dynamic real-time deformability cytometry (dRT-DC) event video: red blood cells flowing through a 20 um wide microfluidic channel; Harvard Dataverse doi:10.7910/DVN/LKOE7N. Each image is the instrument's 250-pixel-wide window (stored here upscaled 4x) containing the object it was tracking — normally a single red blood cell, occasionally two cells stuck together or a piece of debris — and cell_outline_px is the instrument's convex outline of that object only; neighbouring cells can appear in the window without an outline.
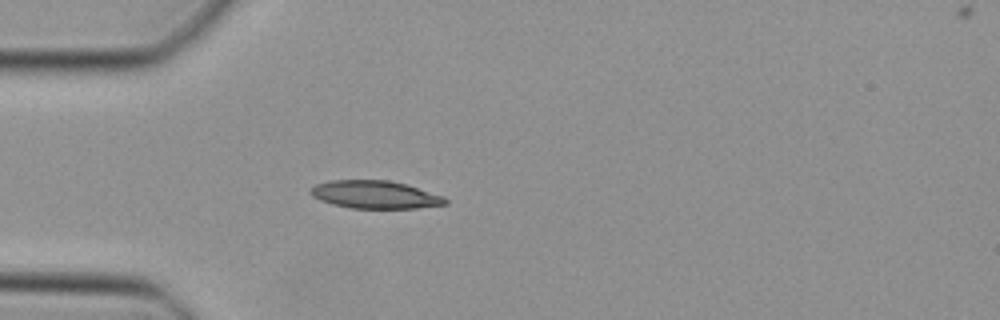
{"species": "Egyptian fruit bat (a non-hibernating species)", "species_latin": "Rousettus aegyptiacus", "temperature_condition": "cold", "stored_images_in_passage": 35, "camera_frame_rate_fps": 3000, "um_per_image_px": 0.085, "animal": {"sex": "female"}, "frame": {"image": 1, "passage_image": 1, "time_ms": 0.0, "image_size_px": [1000, 320], "cell_outline_px": [[448, 204], [416, 208], [352, 208], [332, 204], [320, 200], [312, 196], [308, 192], [308, 188], [316, 184], [332, 180], [388, 180], [408, 184], [444, 196], [448, 200]], "centroid_in_image_um": [31.88, 16.53], "position_along_channel_um": 53.1, "area_um2": 22.08}}
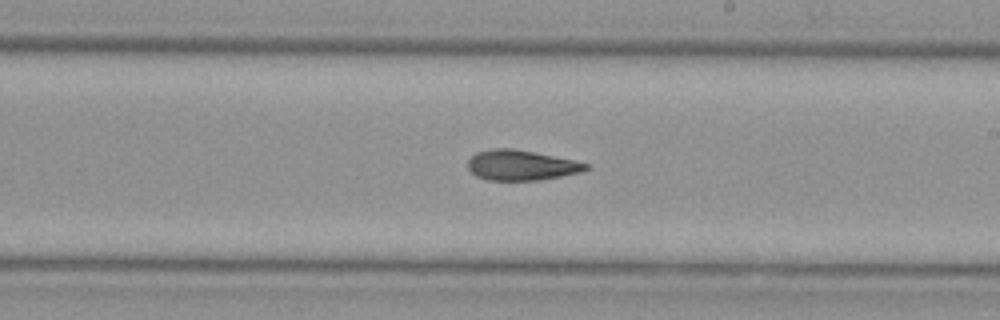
{"frame": {"image": 2, "passage_image": 15, "time_ms": 4.667, "image_size_px": [1000, 320], "cell_outline_px": [[592, 168], [580, 172], [560, 176], [536, 180], [488, 180], [476, 176], [468, 168], [468, 160], [476, 152], [492, 148], [512, 148], [572, 160], [588, 164]], "centroid_in_image_um": [44.27, 14.04], "position_along_channel_um": 244.7, "area_um2": 20.52}}
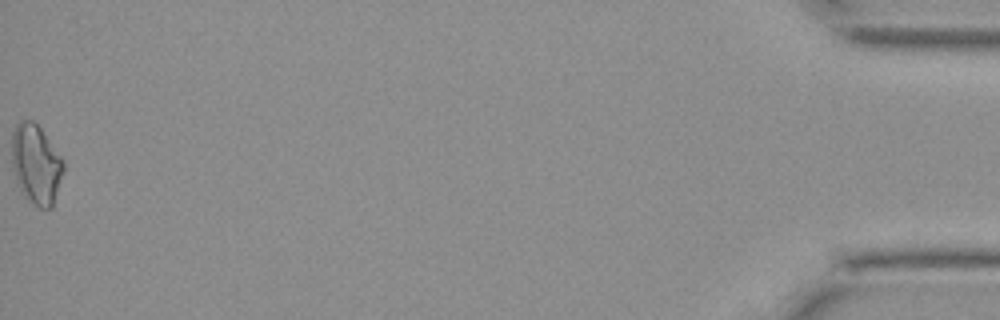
{"frame": {"image": 3, "passage_image": 35, "time_ms": 11.333, "image_size_px": [1000, 320], "cell_outline_px": [[64, 172], [52, 208], [40, 208], [28, 200], [20, 192], [16, 184], [12, 168], [12, 132], [16, 124], [20, 120], [32, 120], [40, 128], [64, 160]], "centroid_in_image_um": [3.05, 13.98], "position_along_channel_um": 432.1, "area_um2": 24.28}}